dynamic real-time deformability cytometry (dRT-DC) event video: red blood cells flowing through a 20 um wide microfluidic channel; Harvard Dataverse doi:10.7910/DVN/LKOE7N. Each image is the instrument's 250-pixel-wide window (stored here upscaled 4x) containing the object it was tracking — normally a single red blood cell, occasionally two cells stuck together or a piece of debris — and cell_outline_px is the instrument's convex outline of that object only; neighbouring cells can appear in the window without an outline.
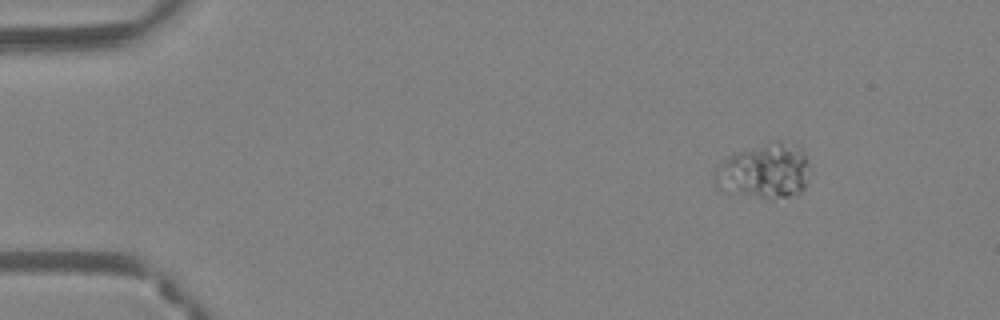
{"species": "Egyptian fruit bat (a non-hibernating species)", "species_latin": "Rousettus aegyptiacus", "temperature_condition": "warm", "stored_images_in_passage": 46, "camera_frame_rate_fps": 3000, "um_per_image_px": 0.085, "animal": {"sex": "female"}, "frame": {"image": 1, "passage_image": 1, "time_ms": 0.0, "image_size_px": [1000, 320], "cell_outline_px": [[808, 164], [804, 188], [796, 196], [772, 200], [768, 200], [716, 188], [712, 184], [712, 172], [728, 156], [736, 152], [776, 140], [780, 140], [796, 144], [804, 152]], "centroid_in_image_um": [64.94, 14.56], "position_along_channel_um": 20.1, "area_um2": 30.92}}
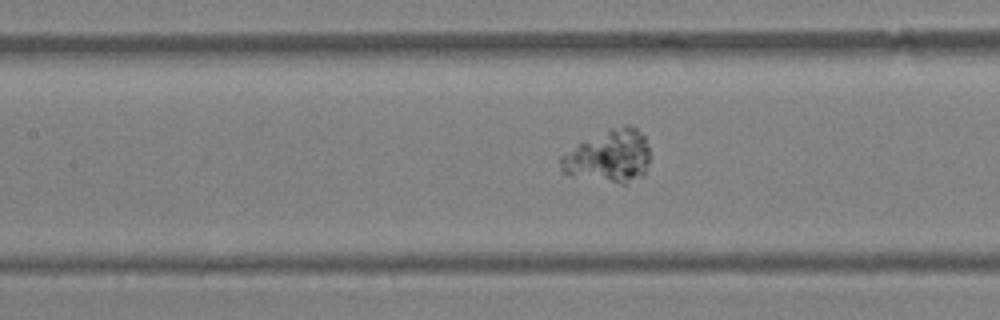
{"frame": {"image": 2, "passage_image": 19, "time_ms": 6.0, "image_size_px": [1000, 320], "cell_outline_px": [[648, 164], [644, 176], [624, 184], [620, 184], [572, 176], [560, 172], [560, 156], [580, 144], [612, 128], [624, 124], [628, 124], [636, 128], [644, 136], [648, 148]], "centroid_in_image_um": [51.77, 13.32], "position_along_channel_um": 155.6, "area_um2": 27.11}}
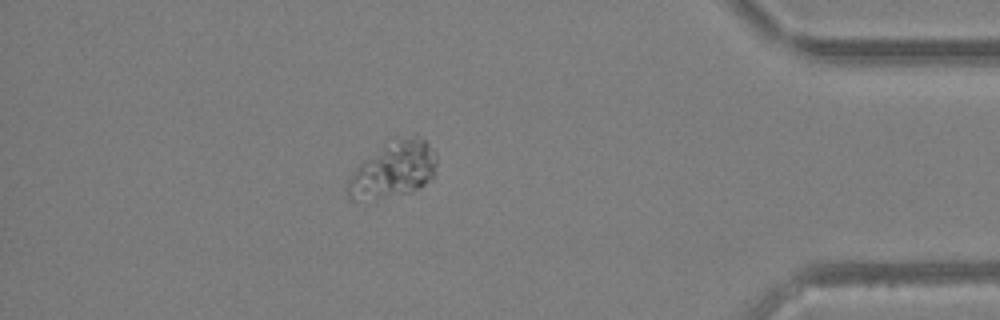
{"frame": {"image": 3, "passage_image": 40, "time_ms": 13.0, "image_size_px": [1000, 320], "cell_outline_px": [[436, 164], [432, 180], [420, 188], [412, 192], [376, 204], [356, 204], [348, 200], [344, 188], [348, 180], [356, 168], [384, 140], [396, 136], [416, 136], [424, 140], [432, 148], [436, 156]], "centroid_in_image_um": [33.33, 14.52], "position_along_channel_um": 401.9, "area_um2": 31.33}}